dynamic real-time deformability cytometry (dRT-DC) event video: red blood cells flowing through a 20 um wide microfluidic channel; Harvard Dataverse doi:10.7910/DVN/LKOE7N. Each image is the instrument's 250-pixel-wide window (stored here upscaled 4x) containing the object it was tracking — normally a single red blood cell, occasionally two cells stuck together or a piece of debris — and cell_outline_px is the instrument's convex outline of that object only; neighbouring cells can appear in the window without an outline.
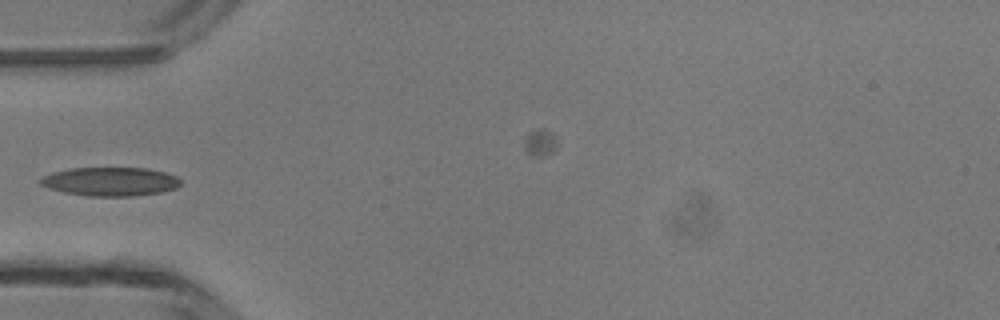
{"species": "common noctule bat (a hibernating species)", "species_latin": "Nyctalus noctula", "temperature_condition": "room temperature", "stored_images_in_passage": 6, "camera_frame_rate_fps": 3000, "um_per_image_px": 0.085, "animal": {"sex": "male", "body_mass_g": 13.3}, "frame": {"image": 1, "passage_image": 5, "time_ms": 4.667, "image_size_px": [1000, 320], "cell_outline_px": [[180, 184], [176, 188], [160, 192], [136, 196], [88, 196], [64, 192], [48, 188], [40, 184], [40, 180], [44, 176], [52, 172], [68, 168], [148, 168], [164, 172], [176, 176], [180, 180]], "centroid_in_image_um": [9.37, 15.43], "position_along_channel_um": 75.6, "area_um2": 23.47}}
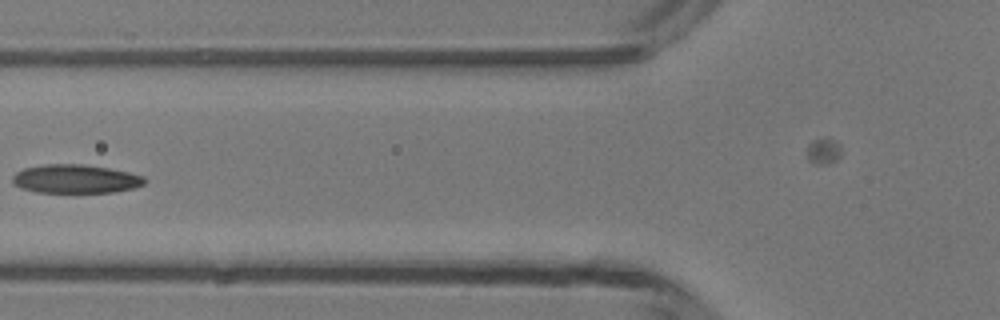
{"frame": {"image": 2, "passage_image": 6, "time_ms": 5.667, "image_size_px": [1000, 320], "cell_outline_px": [[148, 180], [144, 184], [132, 188], [116, 192], [36, 192], [20, 188], [12, 184], [12, 176], [16, 172], [24, 168], [44, 164], [84, 164], [108, 168], [128, 172], [144, 176]], "centroid_in_image_um": [6.4, 15.2], "position_along_channel_um": 119.4, "area_um2": 22.2}}